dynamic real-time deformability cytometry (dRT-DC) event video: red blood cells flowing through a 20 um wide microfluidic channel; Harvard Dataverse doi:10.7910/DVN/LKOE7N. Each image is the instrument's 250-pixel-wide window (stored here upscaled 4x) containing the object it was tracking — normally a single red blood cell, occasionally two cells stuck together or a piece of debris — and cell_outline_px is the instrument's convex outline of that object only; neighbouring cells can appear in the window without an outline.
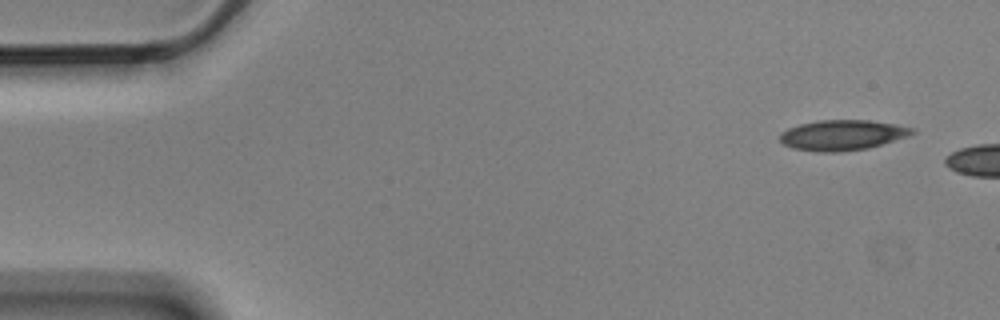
{"species": "Egyptian fruit bat (a non-hibernating species)", "species_latin": "Rousettus aegyptiacus", "temperature_condition": "cold", "stored_images_in_passage": 3, "camera_frame_rate_fps": 3000, "um_per_image_px": 0.085, "animal": {"sex": "male"}, "frame": {"image": 1, "passage_image": 1, "time_ms": 0.0, "image_size_px": [1000, 320], "cell_outline_px": [[916, 132], [868, 148], [836, 152], [816, 152], [792, 148], [784, 144], [780, 140], [780, 136], [788, 128], [800, 124], [820, 120], [868, 120], [892, 124], [912, 128]], "centroid_in_image_um": [71.53, 11.48], "position_along_channel_um": 13.5, "area_um2": 22.83}}